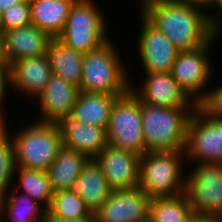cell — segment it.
<instances>
[{
	"instance_id": "1",
	"label": "cell",
	"mask_w": 222,
	"mask_h": 222,
	"mask_svg": "<svg viewBox=\"0 0 222 222\" xmlns=\"http://www.w3.org/2000/svg\"><path fill=\"white\" fill-rule=\"evenodd\" d=\"M140 12L178 51L198 49L221 32L211 13L187 2L154 0Z\"/></svg>"
},
{
	"instance_id": "2",
	"label": "cell",
	"mask_w": 222,
	"mask_h": 222,
	"mask_svg": "<svg viewBox=\"0 0 222 222\" xmlns=\"http://www.w3.org/2000/svg\"><path fill=\"white\" fill-rule=\"evenodd\" d=\"M195 108H167L141 102L146 152L184 151L189 119Z\"/></svg>"
},
{
	"instance_id": "3",
	"label": "cell",
	"mask_w": 222,
	"mask_h": 222,
	"mask_svg": "<svg viewBox=\"0 0 222 222\" xmlns=\"http://www.w3.org/2000/svg\"><path fill=\"white\" fill-rule=\"evenodd\" d=\"M112 38L84 54L80 91L106 94H125L131 89L118 47ZM131 79V80H130Z\"/></svg>"
},
{
	"instance_id": "4",
	"label": "cell",
	"mask_w": 222,
	"mask_h": 222,
	"mask_svg": "<svg viewBox=\"0 0 222 222\" xmlns=\"http://www.w3.org/2000/svg\"><path fill=\"white\" fill-rule=\"evenodd\" d=\"M184 159L185 151L146 152L140 156L138 187L150 198L184 194Z\"/></svg>"
},
{
	"instance_id": "5",
	"label": "cell",
	"mask_w": 222,
	"mask_h": 222,
	"mask_svg": "<svg viewBox=\"0 0 222 222\" xmlns=\"http://www.w3.org/2000/svg\"><path fill=\"white\" fill-rule=\"evenodd\" d=\"M23 127L11 132L16 167L47 171L62 147L58 123L35 120Z\"/></svg>"
},
{
	"instance_id": "6",
	"label": "cell",
	"mask_w": 222,
	"mask_h": 222,
	"mask_svg": "<svg viewBox=\"0 0 222 222\" xmlns=\"http://www.w3.org/2000/svg\"><path fill=\"white\" fill-rule=\"evenodd\" d=\"M103 13L93 0H75L57 39L83 54L98 48L111 38L107 33V18Z\"/></svg>"
},
{
	"instance_id": "7",
	"label": "cell",
	"mask_w": 222,
	"mask_h": 222,
	"mask_svg": "<svg viewBox=\"0 0 222 222\" xmlns=\"http://www.w3.org/2000/svg\"><path fill=\"white\" fill-rule=\"evenodd\" d=\"M108 144L142 156L146 153L141 122V101L129 90L112 106L106 128Z\"/></svg>"
},
{
	"instance_id": "8",
	"label": "cell",
	"mask_w": 222,
	"mask_h": 222,
	"mask_svg": "<svg viewBox=\"0 0 222 222\" xmlns=\"http://www.w3.org/2000/svg\"><path fill=\"white\" fill-rule=\"evenodd\" d=\"M185 195L194 216L219 217L222 213V164L196 163L185 172Z\"/></svg>"
},
{
	"instance_id": "9",
	"label": "cell",
	"mask_w": 222,
	"mask_h": 222,
	"mask_svg": "<svg viewBox=\"0 0 222 222\" xmlns=\"http://www.w3.org/2000/svg\"><path fill=\"white\" fill-rule=\"evenodd\" d=\"M218 32L208 43L191 51H179L173 63L171 74L178 86L196 104L206 95L207 83L212 76L213 65L211 64L210 51L214 41L220 38Z\"/></svg>"
},
{
	"instance_id": "10",
	"label": "cell",
	"mask_w": 222,
	"mask_h": 222,
	"mask_svg": "<svg viewBox=\"0 0 222 222\" xmlns=\"http://www.w3.org/2000/svg\"><path fill=\"white\" fill-rule=\"evenodd\" d=\"M184 151L189 162L222 164V121L197 106L189 119Z\"/></svg>"
},
{
	"instance_id": "11",
	"label": "cell",
	"mask_w": 222,
	"mask_h": 222,
	"mask_svg": "<svg viewBox=\"0 0 222 222\" xmlns=\"http://www.w3.org/2000/svg\"><path fill=\"white\" fill-rule=\"evenodd\" d=\"M150 199L139 187L114 190L94 214L95 222H149Z\"/></svg>"
},
{
	"instance_id": "12",
	"label": "cell",
	"mask_w": 222,
	"mask_h": 222,
	"mask_svg": "<svg viewBox=\"0 0 222 222\" xmlns=\"http://www.w3.org/2000/svg\"><path fill=\"white\" fill-rule=\"evenodd\" d=\"M137 47L145 73L171 72L179 53L173 43L142 15Z\"/></svg>"
},
{
	"instance_id": "13",
	"label": "cell",
	"mask_w": 222,
	"mask_h": 222,
	"mask_svg": "<svg viewBox=\"0 0 222 222\" xmlns=\"http://www.w3.org/2000/svg\"><path fill=\"white\" fill-rule=\"evenodd\" d=\"M144 74L146 77L141 81L140 87L136 84L135 88L131 84L130 89L141 102L167 108L197 107V104L178 86L171 72Z\"/></svg>"
},
{
	"instance_id": "14",
	"label": "cell",
	"mask_w": 222,
	"mask_h": 222,
	"mask_svg": "<svg viewBox=\"0 0 222 222\" xmlns=\"http://www.w3.org/2000/svg\"><path fill=\"white\" fill-rule=\"evenodd\" d=\"M94 160L113 191L138 187L139 155L108 144Z\"/></svg>"
},
{
	"instance_id": "15",
	"label": "cell",
	"mask_w": 222,
	"mask_h": 222,
	"mask_svg": "<svg viewBox=\"0 0 222 222\" xmlns=\"http://www.w3.org/2000/svg\"><path fill=\"white\" fill-rule=\"evenodd\" d=\"M53 38L30 24L5 31L2 38V56L7 66L18 59L46 55Z\"/></svg>"
},
{
	"instance_id": "16",
	"label": "cell",
	"mask_w": 222,
	"mask_h": 222,
	"mask_svg": "<svg viewBox=\"0 0 222 222\" xmlns=\"http://www.w3.org/2000/svg\"><path fill=\"white\" fill-rule=\"evenodd\" d=\"M9 71L10 87L34 100L53 75L47 55L18 59L9 66Z\"/></svg>"
},
{
	"instance_id": "17",
	"label": "cell",
	"mask_w": 222,
	"mask_h": 222,
	"mask_svg": "<svg viewBox=\"0 0 222 222\" xmlns=\"http://www.w3.org/2000/svg\"><path fill=\"white\" fill-rule=\"evenodd\" d=\"M80 89L63 78L52 75L45 89L35 99L39 102L41 116L38 121L58 123L70 116Z\"/></svg>"
},
{
	"instance_id": "18",
	"label": "cell",
	"mask_w": 222,
	"mask_h": 222,
	"mask_svg": "<svg viewBox=\"0 0 222 222\" xmlns=\"http://www.w3.org/2000/svg\"><path fill=\"white\" fill-rule=\"evenodd\" d=\"M62 136V146L79 151L89 159H95L108 145L106 128L81 124L70 116L58 122Z\"/></svg>"
},
{
	"instance_id": "19",
	"label": "cell",
	"mask_w": 222,
	"mask_h": 222,
	"mask_svg": "<svg viewBox=\"0 0 222 222\" xmlns=\"http://www.w3.org/2000/svg\"><path fill=\"white\" fill-rule=\"evenodd\" d=\"M70 190L83 199L93 215L101 208L113 191L107 183L101 167L94 159H90L83 167L81 174Z\"/></svg>"
},
{
	"instance_id": "20",
	"label": "cell",
	"mask_w": 222,
	"mask_h": 222,
	"mask_svg": "<svg viewBox=\"0 0 222 222\" xmlns=\"http://www.w3.org/2000/svg\"><path fill=\"white\" fill-rule=\"evenodd\" d=\"M122 95L80 91L70 117L81 124L107 128L112 106Z\"/></svg>"
},
{
	"instance_id": "21",
	"label": "cell",
	"mask_w": 222,
	"mask_h": 222,
	"mask_svg": "<svg viewBox=\"0 0 222 222\" xmlns=\"http://www.w3.org/2000/svg\"><path fill=\"white\" fill-rule=\"evenodd\" d=\"M31 24L57 38L75 0H29Z\"/></svg>"
},
{
	"instance_id": "22",
	"label": "cell",
	"mask_w": 222,
	"mask_h": 222,
	"mask_svg": "<svg viewBox=\"0 0 222 222\" xmlns=\"http://www.w3.org/2000/svg\"><path fill=\"white\" fill-rule=\"evenodd\" d=\"M90 159L79 151L62 146L47 169L53 192L70 190Z\"/></svg>"
},
{
	"instance_id": "23",
	"label": "cell",
	"mask_w": 222,
	"mask_h": 222,
	"mask_svg": "<svg viewBox=\"0 0 222 222\" xmlns=\"http://www.w3.org/2000/svg\"><path fill=\"white\" fill-rule=\"evenodd\" d=\"M46 213L42 205L13 187L0 197V222H44Z\"/></svg>"
},
{
	"instance_id": "24",
	"label": "cell",
	"mask_w": 222,
	"mask_h": 222,
	"mask_svg": "<svg viewBox=\"0 0 222 222\" xmlns=\"http://www.w3.org/2000/svg\"><path fill=\"white\" fill-rule=\"evenodd\" d=\"M51 71L67 82L80 87L84 54L65 46L53 38L46 53Z\"/></svg>"
},
{
	"instance_id": "25",
	"label": "cell",
	"mask_w": 222,
	"mask_h": 222,
	"mask_svg": "<svg viewBox=\"0 0 222 222\" xmlns=\"http://www.w3.org/2000/svg\"><path fill=\"white\" fill-rule=\"evenodd\" d=\"M194 217L187 196L154 197L149 203V222H190Z\"/></svg>"
},
{
	"instance_id": "26",
	"label": "cell",
	"mask_w": 222,
	"mask_h": 222,
	"mask_svg": "<svg viewBox=\"0 0 222 222\" xmlns=\"http://www.w3.org/2000/svg\"><path fill=\"white\" fill-rule=\"evenodd\" d=\"M14 173L18 174L19 182H16L18 185L14 183L12 187L19 192L22 190L21 193L29 196L48 210L52 203L54 192L52 191L47 171L16 167Z\"/></svg>"
},
{
	"instance_id": "27",
	"label": "cell",
	"mask_w": 222,
	"mask_h": 222,
	"mask_svg": "<svg viewBox=\"0 0 222 222\" xmlns=\"http://www.w3.org/2000/svg\"><path fill=\"white\" fill-rule=\"evenodd\" d=\"M47 213L51 217L59 219L94 218L83 199L71 190L54 192L52 203Z\"/></svg>"
},
{
	"instance_id": "28",
	"label": "cell",
	"mask_w": 222,
	"mask_h": 222,
	"mask_svg": "<svg viewBox=\"0 0 222 222\" xmlns=\"http://www.w3.org/2000/svg\"><path fill=\"white\" fill-rule=\"evenodd\" d=\"M7 127V123L0 125V197L13 186L16 177L15 146Z\"/></svg>"
},
{
	"instance_id": "29",
	"label": "cell",
	"mask_w": 222,
	"mask_h": 222,
	"mask_svg": "<svg viewBox=\"0 0 222 222\" xmlns=\"http://www.w3.org/2000/svg\"><path fill=\"white\" fill-rule=\"evenodd\" d=\"M4 31L31 24L30 2L24 0L20 4L13 5L2 13Z\"/></svg>"
},
{
	"instance_id": "30",
	"label": "cell",
	"mask_w": 222,
	"mask_h": 222,
	"mask_svg": "<svg viewBox=\"0 0 222 222\" xmlns=\"http://www.w3.org/2000/svg\"><path fill=\"white\" fill-rule=\"evenodd\" d=\"M205 97L197 104V106L208 116L222 121V84L206 90Z\"/></svg>"
},
{
	"instance_id": "31",
	"label": "cell",
	"mask_w": 222,
	"mask_h": 222,
	"mask_svg": "<svg viewBox=\"0 0 222 222\" xmlns=\"http://www.w3.org/2000/svg\"><path fill=\"white\" fill-rule=\"evenodd\" d=\"M10 87V71H9V66H7L6 64H0V125L5 124L6 122H8L7 119V115H5L6 112H4L5 109L4 108V100L5 97L8 95L6 94L8 91L7 89H9ZM7 88V89H6ZM6 117V118H5Z\"/></svg>"
},
{
	"instance_id": "32",
	"label": "cell",
	"mask_w": 222,
	"mask_h": 222,
	"mask_svg": "<svg viewBox=\"0 0 222 222\" xmlns=\"http://www.w3.org/2000/svg\"><path fill=\"white\" fill-rule=\"evenodd\" d=\"M187 3L203 10L206 9V12H208L207 9L211 10L219 7L218 0H188Z\"/></svg>"
},
{
	"instance_id": "33",
	"label": "cell",
	"mask_w": 222,
	"mask_h": 222,
	"mask_svg": "<svg viewBox=\"0 0 222 222\" xmlns=\"http://www.w3.org/2000/svg\"><path fill=\"white\" fill-rule=\"evenodd\" d=\"M44 222H95V218L79 219V220L59 219V218L51 217L48 213H46V217H45Z\"/></svg>"
},
{
	"instance_id": "34",
	"label": "cell",
	"mask_w": 222,
	"mask_h": 222,
	"mask_svg": "<svg viewBox=\"0 0 222 222\" xmlns=\"http://www.w3.org/2000/svg\"><path fill=\"white\" fill-rule=\"evenodd\" d=\"M219 1V12H218V9H217V11L215 10V15H214V13L212 14V19H213V21H214V23L219 27V30H221L222 31V20H221V18H222V0H218ZM217 14V15H216ZM221 16V18H220V16Z\"/></svg>"
},
{
	"instance_id": "35",
	"label": "cell",
	"mask_w": 222,
	"mask_h": 222,
	"mask_svg": "<svg viewBox=\"0 0 222 222\" xmlns=\"http://www.w3.org/2000/svg\"><path fill=\"white\" fill-rule=\"evenodd\" d=\"M24 0H0V13H3L9 7L20 4Z\"/></svg>"
},
{
	"instance_id": "36",
	"label": "cell",
	"mask_w": 222,
	"mask_h": 222,
	"mask_svg": "<svg viewBox=\"0 0 222 222\" xmlns=\"http://www.w3.org/2000/svg\"><path fill=\"white\" fill-rule=\"evenodd\" d=\"M190 222H220L218 217L214 216H194Z\"/></svg>"
},
{
	"instance_id": "37",
	"label": "cell",
	"mask_w": 222,
	"mask_h": 222,
	"mask_svg": "<svg viewBox=\"0 0 222 222\" xmlns=\"http://www.w3.org/2000/svg\"><path fill=\"white\" fill-rule=\"evenodd\" d=\"M4 26H3V21H2V13H0V37L2 38L4 34Z\"/></svg>"
},
{
	"instance_id": "38",
	"label": "cell",
	"mask_w": 222,
	"mask_h": 222,
	"mask_svg": "<svg viewBox=\"0 0 222 222\" xmlns=\"http://www.w3.org/2000/svg\"><path fill=\"white\" fill-rule=\"evenodd\" d=\"M152 1H154V0H140L138 8L141 9L145 4L152 2Z\"/></svg>"
},
{
	"instance_id": "39",
	"label": "cell",
	"mask_w": 222,
	"mask_h": 222,
	"mask_svg": "<svg viewBox=\"0 0 222 222\" xmlns=\"http://www.w3.org/2000/svg\"><path fill=\"white\" fill-rule=\"evenodd\" d=\"M0 64H5L3 61V56H2V42H1V37H0Z\"/></svg>"
},
{
	"instance_id": "40",
	"label": "cell",
	"mask_w": 222,
	"mask_h": 222,
	"mask_svg": "<svg viewBox=\"0 0 222 222\" xmlns=\"http://www.w3.org/2000/svg\"><path fill=\"white\" fill-rule=\"evenodd\" d=\"M164 1L187 2L188 0H164Z\"/></svg>"
},
{
	"instance_id": "41",
	"label": "cell",
	"mask_w": 222,
	"mask_h": 222,
	"mask_svg": "<svg viewBox=\"0 0 222 222\" xmlns=\"http://www.w3.org/2000/svg\"><path fill=\"white\" fill-rule=\"evenodd\" d=\"M218 218H219V221L222 222V213L220 214Z\"/></svg>"
}]
</instances>
